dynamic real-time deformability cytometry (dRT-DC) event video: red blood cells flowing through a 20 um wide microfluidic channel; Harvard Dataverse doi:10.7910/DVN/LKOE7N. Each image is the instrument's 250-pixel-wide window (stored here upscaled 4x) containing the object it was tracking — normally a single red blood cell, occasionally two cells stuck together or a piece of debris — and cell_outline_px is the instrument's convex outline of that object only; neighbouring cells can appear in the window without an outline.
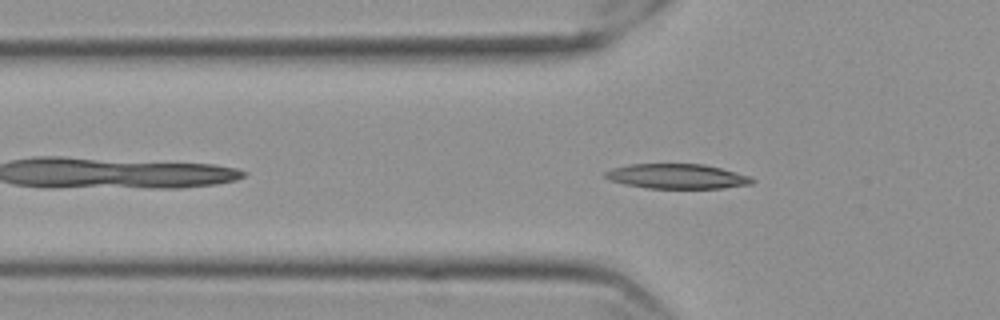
{"species": "Egyptian fruit bat (a non-hibernating species)", "species_latin": "Rousettus aegyptiacus", "temperature_condition": "cold", "stored_images_in_passage": 45, "camera_frame_rate_fps": 3000, "um_per_image_px": 0.085, "frame": {"image": 1, "passage_image": 6, "time_ms": 1.667, "image_size_px": [1000, 320], "cell_outline_px": [[756, 180], [752, 184], [724, 188], [648, 188], [624, 184], [612, 180], [604, 176], [604, 172], [612, 168], [628, 164], [704, 164], [720, 168], [748, 176]], "centroid_in_image_um": [57.54, 14.99], "position_along_channel_um": 68.3, "area_um2": 21.1}}
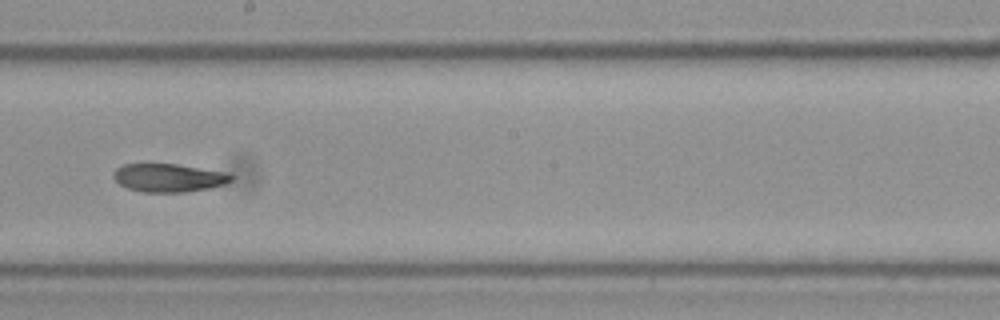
{"frame": {"image": 2, "passage_image": 20, "time_ms": 6.333, "image_size_px": [1000, 320], "cell_outline_px": [[236, 176], [232, 180], [224, 184], [208, 188], [188, 192], [140, 192], [128, 188], [120, 184], [112, 176], [112, 172], [116, 168], [124, 164], [176, 164], [228, 172]], "centroid_in_image_um": [14.36, 15.11], "position_along_channel_um": 233.8, "area_um2": 19.54}}
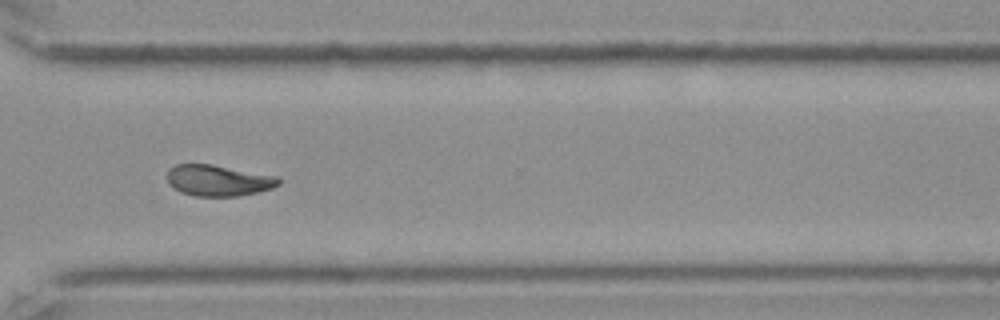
{"frame": {"image": 3, "passage_image": 30, "time_ms": 9.667, "image_size_px": [1000, 320], "cell_outline_px": [[280, 184], [272, 188], [256, 192], [236, 196], [196, 196], [180, 192], [168, 180], [168, 168], [176, 164], [212, 164], [276, 176], [280, 180]], "centroid_in_image_um": [18.56, 15.33], "position_along_channel_um": 352.0, "area_um2": 19.94}, "authors_computed_cell_mechanics": {"area_um2": 20.4034, "velocity_mm_per_s": 3.5496, "shape_relaxation_time_tau1_ms": null, "shape_relaxation_time_tau2_ms": 6.6798, "deformation_change_tau1": null, "deformation_change_tau2": 0.1342}}